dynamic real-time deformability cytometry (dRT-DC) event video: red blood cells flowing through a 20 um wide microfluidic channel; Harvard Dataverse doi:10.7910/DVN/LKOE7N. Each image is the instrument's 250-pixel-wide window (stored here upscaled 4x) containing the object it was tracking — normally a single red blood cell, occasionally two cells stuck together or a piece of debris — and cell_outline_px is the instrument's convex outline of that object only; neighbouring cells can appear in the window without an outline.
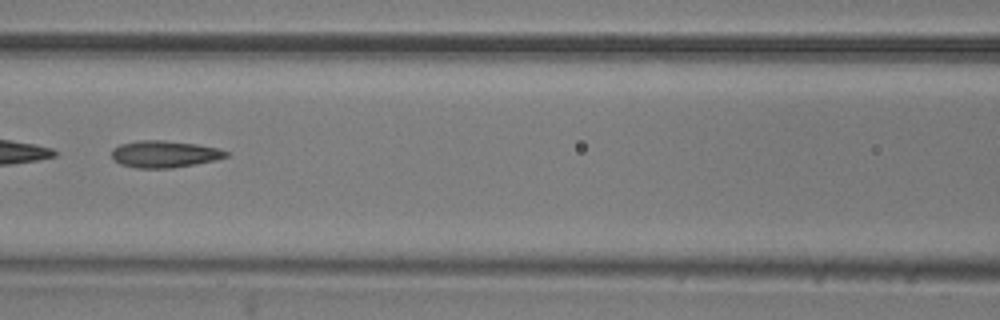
{"species": "common noctule bat (a hibernating species)", "species_latin": "Nyctalus noctula", "temperature_condition": "room temperature", "stored_images_in_passage": 52, "camera_frame_rate_fps": 3000, "um_per_image_px": 0.085, "animal": {"sex": "male", "body_mass_g": 20.5, "forearm_length_mm": 52.5}, "frame": {"image": 1, "passage_image": 23, "time_ms": 7.333, "image_size_px": [1000, 320], "cell_outline_px": [[232, 152], [228, 156], [216, 160], [172, 168], [136, 168], [120, 164], [112, 156], [112, 148], [120, 144], [140, 140], [164, 140], [196, 144], [216, 148]], "centroid_in_image_um": [13.99, 13.09], "position_along_channel_um": 152.6, "area_um2": 17.92}, "authors_computed_cell_mechanics": {"area_um2": 19.5364, "velocity_mm_per_s": 3.8001, "shape_relaxation_time_tau1_ms": 10.6963, "shape_relaxation_time_tau2_ms": 3.1372, "deformation_change_tau1": 0.225, "deformation_change_tau2": 0.1273}}